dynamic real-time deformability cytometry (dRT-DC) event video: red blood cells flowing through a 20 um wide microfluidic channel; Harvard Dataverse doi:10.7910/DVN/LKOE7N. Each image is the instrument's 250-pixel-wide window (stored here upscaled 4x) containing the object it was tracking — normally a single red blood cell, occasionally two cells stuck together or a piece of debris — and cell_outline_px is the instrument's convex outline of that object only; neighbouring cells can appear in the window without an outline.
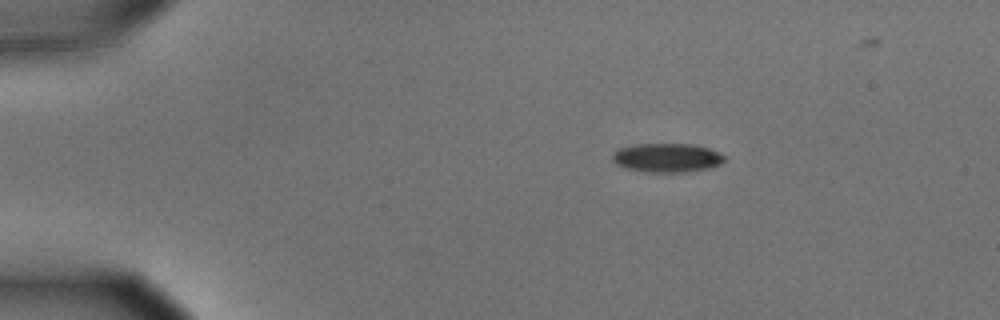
{"species": "common noctule bat (a hibernating species)", "species_latin": "Nyctalus noctula", "temperature_condition": "cold", "stored_images_in_passage": 42, "camera_frame_rate_fps": 3000, "um_per_image_px": 0.085, "animal": {"sex": "male", "body_mass_g": 15.6}, "frame": {"image": 1, "passage_image": 1, "time_ms": 0.0, "image_size_px": [1000, 320], "cell_outline_px": [[724, 160], [720, 164], [708, 168], [680, 172], [648, 172], [628, 168], [616, 164], [612, 160], [612, 152], [620, 148], [636, 144], [696, 144], [720, 152], [724, 156]], "centroid_in_image_um": [56.69, 13.39], "position_along_channel_um": 28.3, "area_um2": 18.79}}
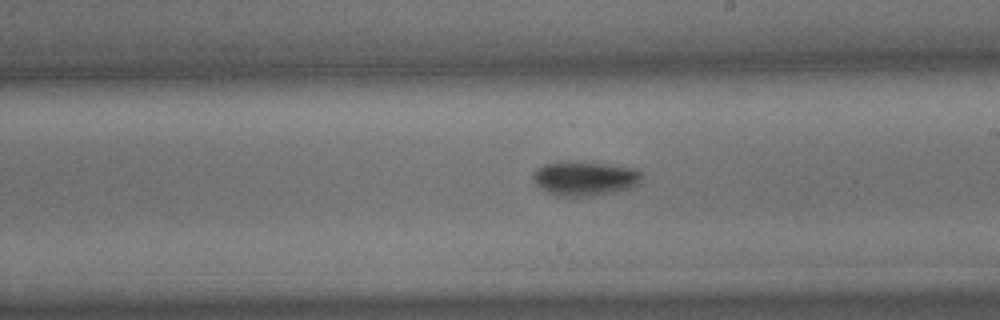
{"frame": {"image": 2, "passage_image": 24, "time_ms": 7.667, "image_size_px": [1000, 320], "cell_outline_px": [[640, 184], [628, 188], [612, 192], [592, 196], [556, 196], [540, 188], [532, 180], [532, 176], [536, 168], [544, 164], [556, 160], [576, 160], [608, 164], [636, 168], [640, 172]], "centroid_in_image_um": [49.65, 15.13], "position_along_channel_um": 239.4, "area_um2": 22.25}}
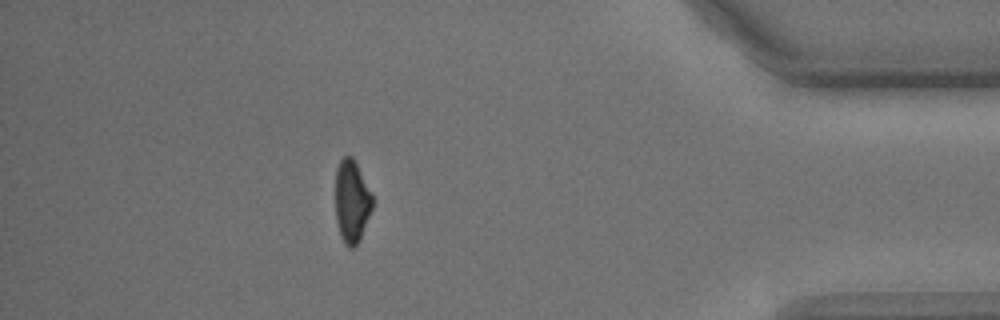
{"frame": {"image": 3, "passage_image": 41, "time_ms": 13.333, "image_size_px": [1000, 320], "cell_outline_px": [[372, 208], [360, 240], [352, 248], [348, 248], [344, 244], [340, 236], [336, 220], [336, 168], [340, 160], [344, 156], [352, 156], [372, 196]], "centroid_in_image_um": [29.88, 17.15], "position_along_channel_um": 405.3, "area_um2": 17.57}}